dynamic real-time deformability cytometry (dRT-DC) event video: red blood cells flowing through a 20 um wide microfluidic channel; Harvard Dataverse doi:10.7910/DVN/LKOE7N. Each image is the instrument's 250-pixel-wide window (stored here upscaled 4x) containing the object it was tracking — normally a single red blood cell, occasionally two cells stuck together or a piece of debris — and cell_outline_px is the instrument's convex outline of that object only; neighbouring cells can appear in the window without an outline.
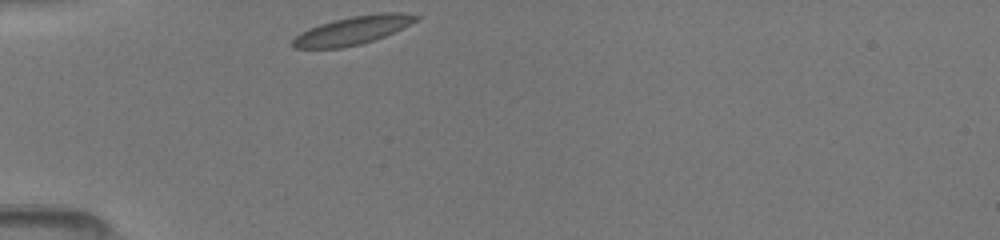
{"species": "common noctule bat (a hibernating species)", "species_latin": "Nyctalus noctula", "temperature_condition": "room temperature", "stored_images_in_passage": 3, "camera_frame_rate_fps": 3000, "um_per_image_px": 0.085, "animal": {"sex": "female", "body_mass_g": 19.5, "forearm_length_mm": 54.1}, "frame": {"image": 1, "passage_image": 1, "time_ms": 0.0, "image_size_px": [1000, 240], "cell_outline_px": [[420, 16], [416, 20], [384, 36], [360, 44], [340, 48], [292, 48], [292, 40], [300, 32], [308, 28], [320, 24], [352, 16], [380, 12], [404, 12]], "centroid_in_image_um": [29.94, 2.57], "position_along_channel_um": 55.1, "area_um2": 20.0}}
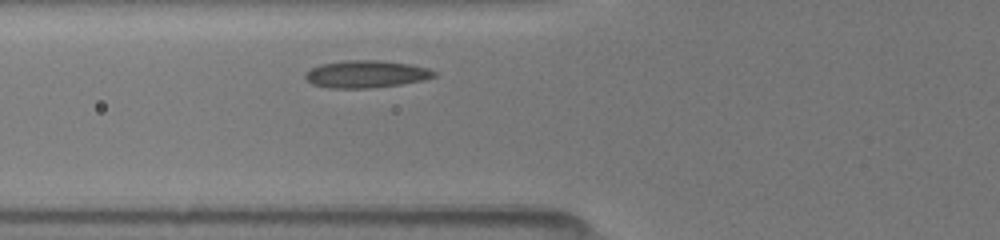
{"frame": {"image": 2, "passage_image": 3, "time_ms": 1.333, "image_size_px": [1000, 240], "cell_outline_px": [[436, 76], [420, 80], [400, 84], [372, 88], [328, 88], [312, 84], [304, 76], [304, 72], [320, 64], [348, 60], [380, 60], [408, 64], [428, 68], [436, 72]], "centroid_in_image_um": [31.08, 6.3], "position_along_channel_um": 94.7, "area_um2": 20.4}}